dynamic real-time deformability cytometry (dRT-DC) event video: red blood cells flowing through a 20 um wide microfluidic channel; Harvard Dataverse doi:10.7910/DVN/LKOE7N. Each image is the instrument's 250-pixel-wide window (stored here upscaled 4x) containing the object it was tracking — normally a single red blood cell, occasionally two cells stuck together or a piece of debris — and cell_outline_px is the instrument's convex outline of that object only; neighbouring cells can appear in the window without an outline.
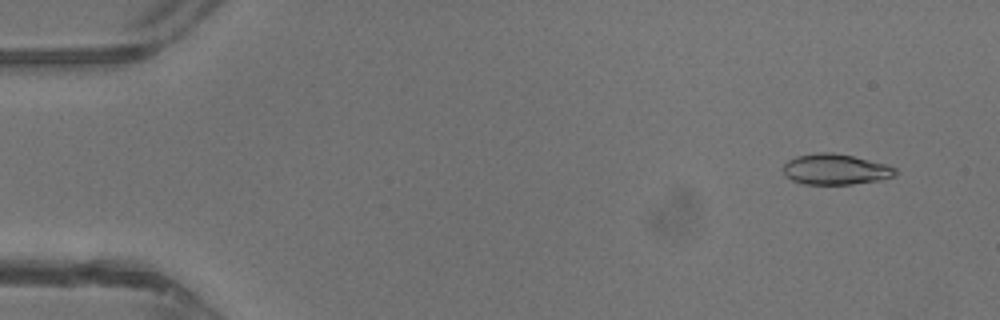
{"species": "common noctule bat (a hibernating species)", "species_latin": "Nyctalus noctula", "temperature_condition": "warm", "stored_images_in_passage": 43, "camera_frame_rate_fps": 3000, "um_per_image_px": 0.085, "animal": {"sex": "male", "body_mass_g": 13.3}, "frame": {"image": 1, "passage_image": 3, "time_ms": 0.667, "image_size_px": [1000, 320], "cell_outline_px": [[896, 176], [880, 180], [852, 184], [804, 184], [792, 180], [784, 176], [784, 164], [788, 160], [796, 156], [820, 152], [832, 152], [852, 156], [888, 164], [896, 168]], "centroid_in_image_um": [71.03, 14.39], "position_along_channel_um": 14.0, "area_um2": 20.11}}
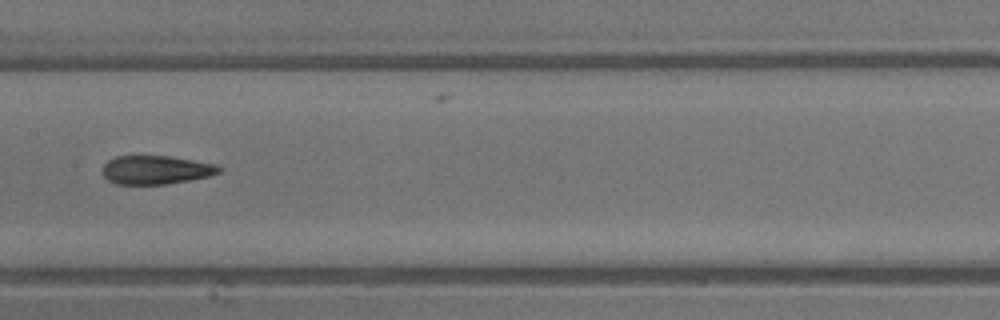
{"frame": {"image": 2, "passage_image": 22, "time_ms": 7.0, "image_size_px": [1000, 320], "cell_outline_px": [[224, 168], [220, 172], [208, 176], [168, 184], [116, 184], [108, 180], [104, 176], [104, 164], [108, 160], [116, 156], [168, 156], [216, 164]], "centroid_in_image_um": [13.27, 14.44], "position_along_channel_um": 194.1, "area_um2": 19.31}}
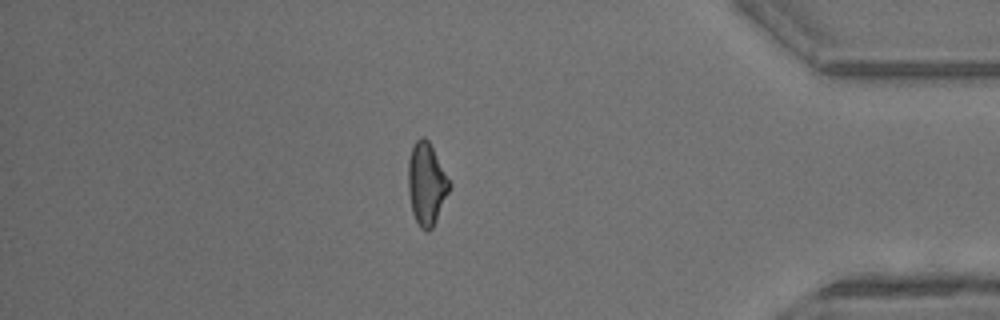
{"frame": {"image": 3, "passage_image": 37, "time_ms": 12.0, "image_size_px": [1000, 320], "cell_outline_px": [[452, 184], [436, 220], [432, 228], [428, 232], [420, 228], [412, 212], [408, 188], [408, 160], [412, 148], [416, 140], [420, 136], [424, 136], [428, 140]], "centroid_in_image_um": [36.25, 15.62], "position_along_channel_um": 399.0, "area_um2": 19.65}, "authors_computed_cell_mechanics": {"area_um2": 20.1144, "velocity_mm_per_s": 4.8116, "shape_relaxation_time_tau1_ms": 8.8319, "shape_relaxation_time_tau2_ms": 2.1053, "deformation_change_tau1": 0.2545, "deformation_change_tau2": 0.0983}}